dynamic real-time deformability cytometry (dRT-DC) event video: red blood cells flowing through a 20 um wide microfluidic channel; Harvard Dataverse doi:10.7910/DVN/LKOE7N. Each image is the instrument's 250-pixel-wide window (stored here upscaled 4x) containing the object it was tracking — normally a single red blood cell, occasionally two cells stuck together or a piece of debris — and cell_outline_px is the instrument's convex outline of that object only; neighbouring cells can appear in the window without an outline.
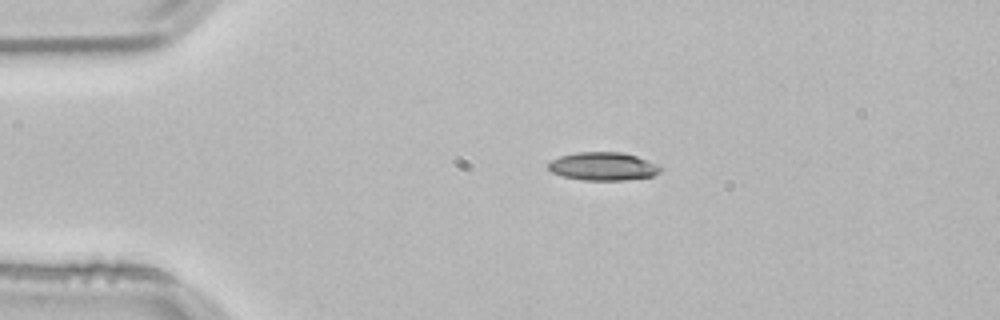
{"species": "common noctule bat (a hibernating species)", "species_latin": "Nyctalus noctula", "temperature_condition": "room temperature", "stored_images_in_passage": 3, "camera_frame_rate_fps": 3000, "um_per_image_px": 0.085, "animal": {"sex": "male", "body_mass_g": 21.5, "forearm_length_mm": 52.0}, "frame": {"image": 1, "passage_image": 3, "time_ms": 0.667, "image_size_px": [1000, 320], "cell_outline_px": [[660, 172], [652, 176], [624, 180], [580, 180], [564, 176], [552, 172], [548, 168], [548, 164], [552, 160], [560, 156], [576, 152], [620, 152], [636, 156], [660, 164]], "centroid_in_image_um": [51.27, 14.14], "position_along_channel_um": 33.7, "area_um2": 18.38}}